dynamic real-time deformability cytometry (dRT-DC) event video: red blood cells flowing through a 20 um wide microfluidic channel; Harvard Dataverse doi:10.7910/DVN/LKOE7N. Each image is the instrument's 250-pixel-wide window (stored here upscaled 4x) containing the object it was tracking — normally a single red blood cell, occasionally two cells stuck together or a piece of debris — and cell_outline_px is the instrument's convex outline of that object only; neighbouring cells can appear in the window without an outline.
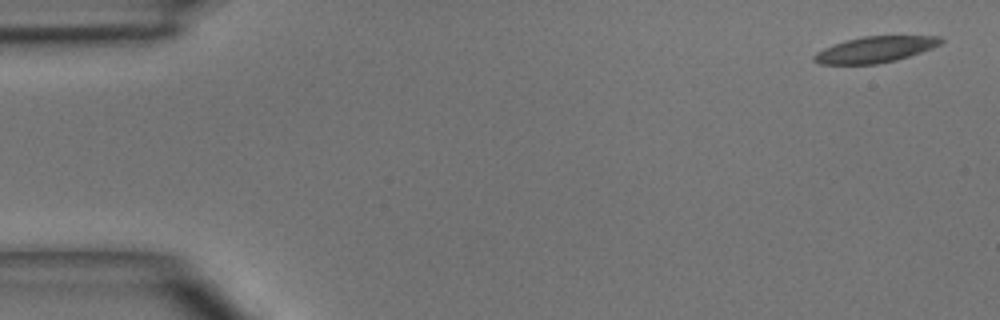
{"species": "common noctule bat (a hibernating species)", "species_latin": "Nyctalus noctula", "temperature_condition": "room temperature", "stored_images_in_passage": 4, "camera_frame_rate_fps": 3000, "um_per_image_px": 0.085, "animal": {"sex": "male", "body_mass_g": 15.6}, "frame": {"image": 1, "passage_image": 1, "time_ms": 0.0, "image_size_px": [1000, 320], "cell_outline_px": [[944, 40], [940, 44], [932, 48], [896, 60], [876, 64], [820, 64], [812, 60], [812, 56], [816, 52], [824, 48], [848, 40], [864, 36], [940, 36]], "centroid_in_image_um": [74.38, 4.21], "position_along_channel_um": 10.6, "area_um2": 19.02}}
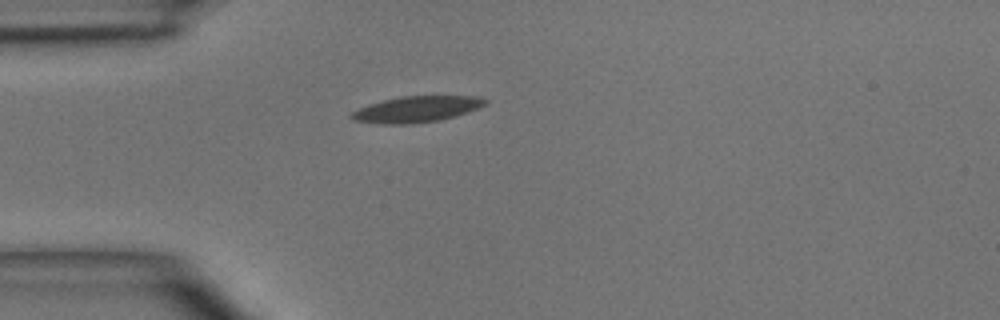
{"frame": {"image": 2, "passage_image": 4, "time_ms": 3.667, "image_size_px": [1000, 320], "cell_outline_px": [[488, 104], [456, 116], [436, 120], [412, 124], [380, 124], [352, 120], [348, 116], [352, 112], [368, 104], [400, 96], [480, 96], [488, 100]], "centroid_in_image_um": [35.4, 9.28], "position_along_channel_um": 49.6, "area_um2": 20.35}}